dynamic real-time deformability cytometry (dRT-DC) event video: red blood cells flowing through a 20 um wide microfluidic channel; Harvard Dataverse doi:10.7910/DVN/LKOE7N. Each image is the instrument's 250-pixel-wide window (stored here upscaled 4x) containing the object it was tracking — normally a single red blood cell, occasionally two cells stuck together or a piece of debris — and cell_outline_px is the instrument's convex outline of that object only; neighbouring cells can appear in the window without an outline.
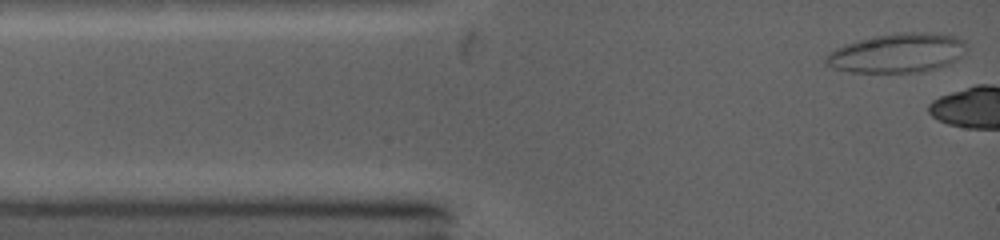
{"species": "common noctule bat (a hibernating species)", "species_latin": "Nyctalus noctula", "temperature_condition": "warm", "stored_images_in_passage": 4, "camera_frame_rate_fps": 5000, "um_per_image_px": 0.085, "animal": {"sex": "female", "body_mass_g": 19.0, "forearm_length_mm": 53.3}, "frame": {"image": 1, "passage_image": 1, "time_ms": 0.0, "image_size_px": [1000, 240], "cell_outline_px": [[964, 44], [960, 56], [952, 60], [928, 68], [908, 72], [856, 72], [836, 68], [828, 64], [824, 60], [832, 52], [848, 44], [860, 40], [880, 36], [948, 36], [964, 40]], "centroid_in_image_um": [76.15, 4.56], "position_along_channel_um": 8.8, "area_um2": 28.78}}